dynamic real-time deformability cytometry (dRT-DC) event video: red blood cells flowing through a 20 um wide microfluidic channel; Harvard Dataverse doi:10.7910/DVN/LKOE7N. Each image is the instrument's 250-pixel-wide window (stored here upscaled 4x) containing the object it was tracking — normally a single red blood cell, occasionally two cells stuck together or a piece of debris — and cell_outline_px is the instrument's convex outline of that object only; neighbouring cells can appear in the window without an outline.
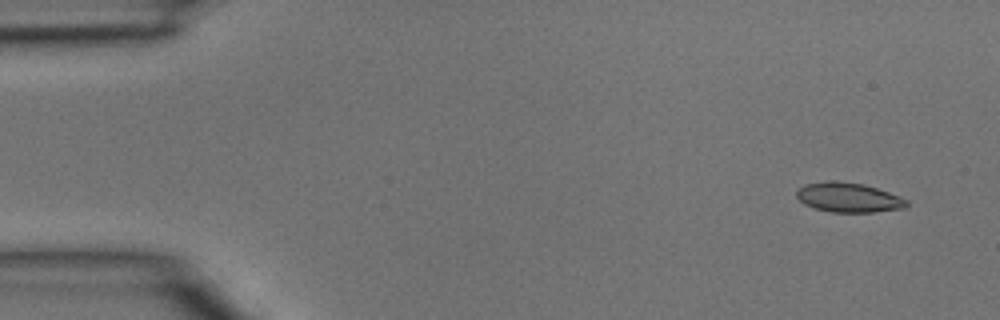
{"species": "common noctule bat (a hibernating species)", "species_latin": "Nyctalus noctula", "temperature_condition": "room temperature", "stored_images_in_passage": 3, "camera_frame_rate_fps": 3000, "um_per_image_px": 0.085, "animal": {"sex": "male", "body_mass_g": 15.6}, "frame": {"image": 1, "passage_image": 1, "time_ms": 0.0, "image_size_px": [1000, 320], "cell_outline_px": [[908, 204], [904, 208], [872, 212], [832, 212], [816, 208], [804, 204], [796, 196], [796, 192], [804, 184], [828, 180], [836, 180], [864, 184], [888, 192], [908, 200]], "centroid_in_image_um": [72.1, 16.77], "position_along_channel_um": 12.9, "area_um2": 18.9}}
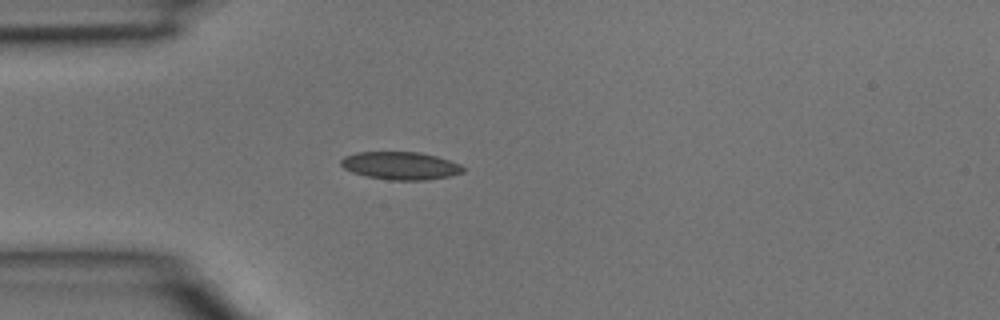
{"frame": {"image": 2, "passage_image": 3, "time_ms": 0.667, "image_size_px": [1000, 320], "cell_outline_px": [[464, 172], [448, 176], [428, 180], [388, 180], [368, 176], [352, 172], [344, 168], [340, 164], [340, 160], [344, 156], [356, 152], [420, 152], [436, 156], [460, 164], [464, 168]], "centroid_in_image_um": [34.02, 14.08], "position_along_channel_um": 51.0, "area_um2": 19.77}}